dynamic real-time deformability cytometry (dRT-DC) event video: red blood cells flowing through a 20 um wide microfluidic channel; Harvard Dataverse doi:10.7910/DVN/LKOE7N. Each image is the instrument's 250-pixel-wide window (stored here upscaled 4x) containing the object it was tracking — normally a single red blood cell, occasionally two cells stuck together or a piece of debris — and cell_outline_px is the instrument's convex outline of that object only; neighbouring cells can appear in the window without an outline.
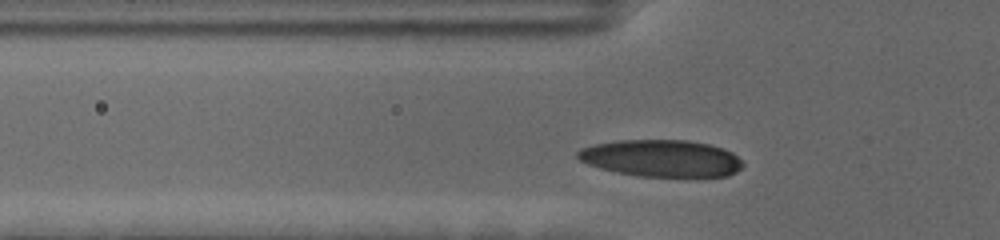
{"species": "human", "species_latin": "Homo sapiens", "temperature_condition": "cold", "stored_images_in_passage": 35, "camera_frame_rate_fps": 3000, "um_per_image_px": 0.085, "donor": {"sex": "female"}, "frame": {"image": 1, "passage_image": 7, "time_ms": 2.0, "image_size_px": [1000, 240], "cell_outline_px": [[744, 164], [736, 172], [728, 176], [704, 180], [636, 176], [616, 172], [600, 168], [588, 164], [580, 160], [576, 156], [576, 152], [580, 148], [596, 144], [616, 140], [688, 140], [708, 144], [732, 152]], "centroid_in_image_um": [56.27, 13.51], "position_along_channel_um": 69.5, "area_um2": 36.76}}
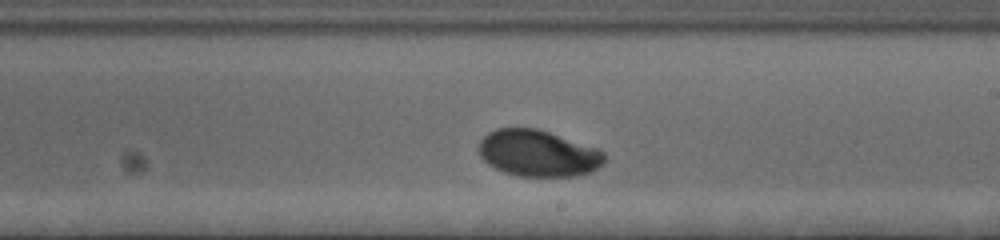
{"frame": {"image": 2, "passage_image": 22, "time_ms": 7.0, "image_size_px": [1000, 240], "cell_outline_px": [[604, 164], [592, 172], [576, 176], [520, 176], [504, 172], [488, 164], [480, 156], [476, 148], [480, 140], [488, 132], [496, 128], [536, 128], [600, 148], [604, 152]], "centroid_in_image_um": [45.74, 13.02], "position_along_channel_um": 243.3, "area_um2": 34.39}}
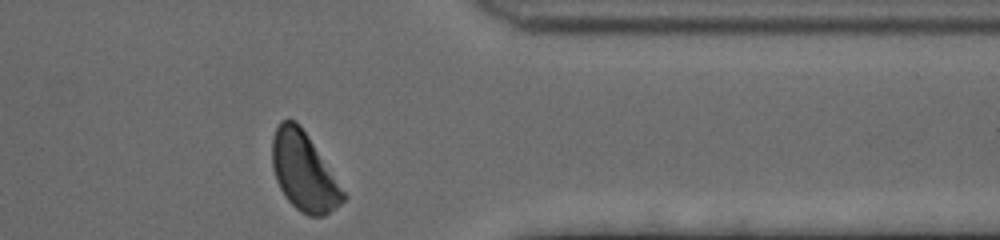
{"frame": {"image": 3, "passage_image": 35, "time_ms": 11.333, "image_size_px": [1000, 240], "cell_outline_px": [[348, 196], [336, 208], [324, 216], [308, 216], [300, 212], [284, 196], [276, 180], [272, 168], [272, 136], [280, 120], [296, 120], [300, 124]], "centroid_in_image_um": [25.82, 14.6], "position_along_channel_um": 385.6, "area_um2": 32.43}, "authors_computed_cell_mechanics": {"area_um2": 34.391, "velocity_mm_per_s": 3.4877, "shape_relaxation_time_tau1_ms": 3.5562, "shape_relaxation_time_tau2_ms": 3.5068, "deformation_change_tau1": 0.173, "deformation_change_tau2": 0.0583}}